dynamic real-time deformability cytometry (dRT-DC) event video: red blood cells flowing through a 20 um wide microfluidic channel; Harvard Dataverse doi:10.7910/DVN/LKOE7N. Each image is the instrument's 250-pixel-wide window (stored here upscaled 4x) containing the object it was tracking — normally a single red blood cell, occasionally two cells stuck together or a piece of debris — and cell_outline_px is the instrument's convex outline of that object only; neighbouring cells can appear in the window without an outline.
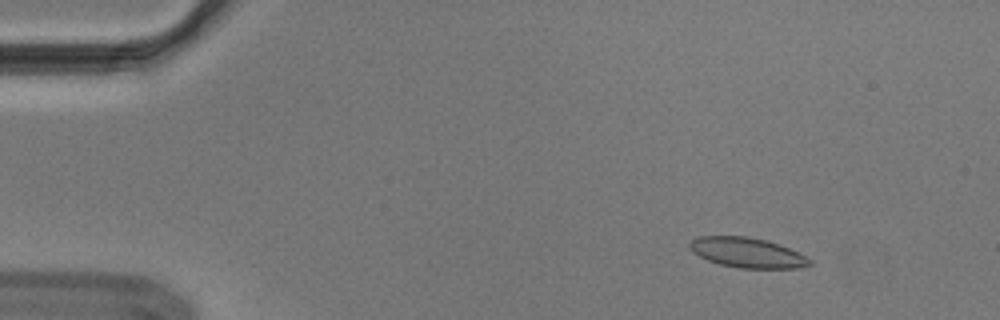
{"species": "Egyptian fruit bat (a non-hibernating species)", "species_latin": "Rousettus aegyptiacus", "temperature_condition": "cold", "stored_images_in_passage": 55, "segment_of_instrument_passage": [1, 2], "camera_frame_rate_fps": 3000, "um_per_image_px": 0.085, "animal": {"sex": "male"}, "frame": {"image": 1, "passage_image": 7, "time_ms": 2.0, "image_size_px": [1000, 320], "cell_outline_px": [[812, 264], [800, 268], [740, 268], [720, 264], [708, 260], [692, 252], [688, 248], [688, 244], [692, 240], [700, 236], [748, 236], [764, 240], [788, 248], [812, 260]], "centroid_in_image_um": [63.48, 21.48], "position_along_channel_um": 21.5, "area_um2": 20.75}}
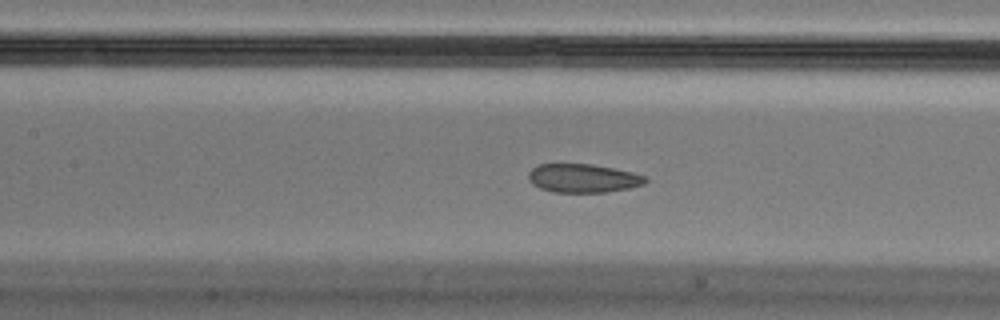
{"frame": {"image": 2, "passage_image": 25, "time_ms": 8.0, "image_size_px": [1000, 320], "cell_outline_px": [[648, 180], [644, 184], [628, 188], [604, 192], [552, 192], [540, 188], [528, 180], [528, 172], [532, 168], [540, 164], [592, 164], [632, 172], [648, 176]], "centroid_in_image_um": [49.56, 15.14], "position_along_channel_um": 157.8, "area_um2": 19.48}}